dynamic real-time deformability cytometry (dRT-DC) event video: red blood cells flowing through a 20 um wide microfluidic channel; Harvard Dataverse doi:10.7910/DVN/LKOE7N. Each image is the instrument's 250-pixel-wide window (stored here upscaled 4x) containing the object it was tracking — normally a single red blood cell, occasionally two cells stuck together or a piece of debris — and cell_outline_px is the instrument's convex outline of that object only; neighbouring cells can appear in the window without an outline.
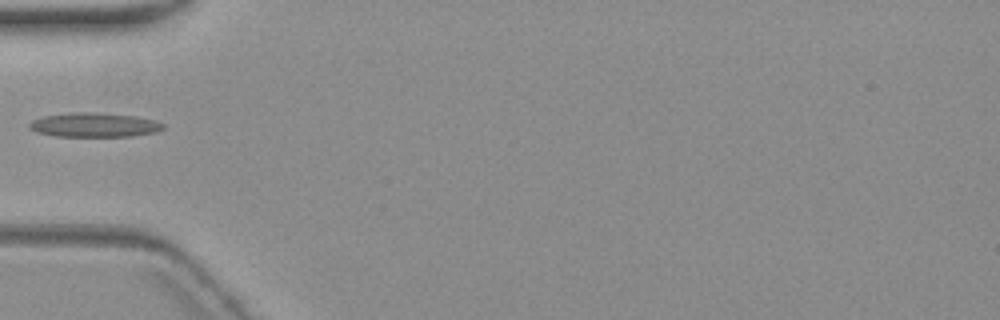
{"species": "common noctule bat (a hibernating species)", "species_latin": "Nyctalus noctula", "temperature_condition": "warm", "stored_images_in_passage": 2, "camera_frame_rate_fps": 3000, "um_per_image_px": 0.085, "animal": {"sex": "female", "body_mass_g": 19.3, "forearm_length_mm": 54.1}, "frame": {"image": 1, "passage_image": 1, "time_ms": 0.0, "image_size_px": [1000, 320], "cell_outline_px": [[164, 128], [156, 132], [132, 136], [56, 136], [36, 132], [28, 128], [28, 124], [32, 120], [44, 116], [76, 112], [92, 112], [136, 116], [156, 120], [164, 124]], "centroid_in_image_um": [8.02, 10.62], "position_along_channel_um": 77.0, "area_um2": 18.9}}
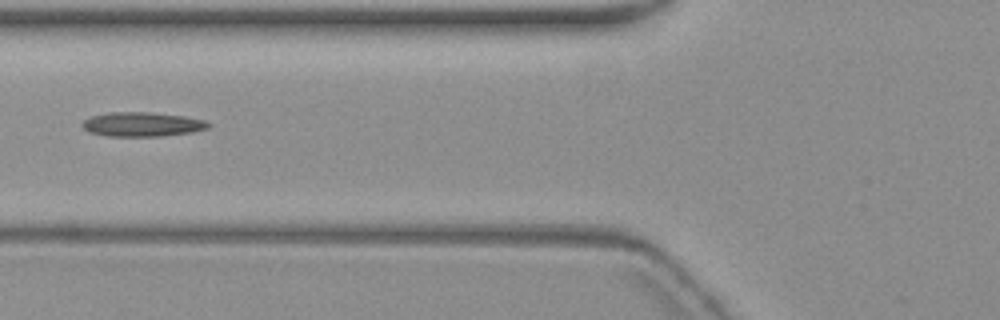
{"frame": {"image": 2, "passage_image": 2, "time_ms": 1.0, "image_size_px": [1000, 320], "cell_outline_px": [[212, 124], [208, 128], [192, 132], [160, 136], [104, 136], [88, 132], [80, 124], [84, 120], [92, 116], [108, 112], [148, 112], [184, 116], [204, 120]], "centroid_in_image_um": [12.06, 10.57], "position_along_channel_um": 113.7, "area_um2": 17.92}}